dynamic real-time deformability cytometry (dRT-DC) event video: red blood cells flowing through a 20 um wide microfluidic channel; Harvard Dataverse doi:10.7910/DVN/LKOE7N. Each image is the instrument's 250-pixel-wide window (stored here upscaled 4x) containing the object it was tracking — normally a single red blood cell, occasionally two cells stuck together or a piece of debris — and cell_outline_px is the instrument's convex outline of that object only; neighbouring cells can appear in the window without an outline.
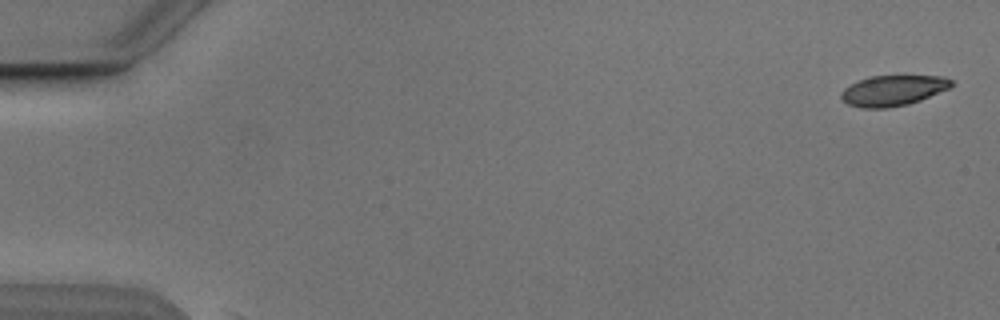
{"species": "Egyptian fruit bat (a non-hibernating species)", "species_latin": "Rousettus aegyptiacus", "temperature_condition": "cold", "stored_images_in_passage": 6, "camera_frame_rate_fps": 3000, "um_per_image_px": 0.085, "animal": {"sex": "male"}, "frame": {"image": 1, "passage_image": 1, "time_ms": 0.0, "image_size_px": [1000, 320], "cell_outline_px": [[952, 84], [948, 88], [920, 100], [908, 104], [888, 108], [860, 108], [848, 104], [840, 96], [840, 92], [844, 88], [860, 80], [872, 76], [944, 76], [952, 80]], "centroid_in_image_um": [75.88, 7.7], "position_along_channel_um": 9.1, "area_um2": 19.36}}